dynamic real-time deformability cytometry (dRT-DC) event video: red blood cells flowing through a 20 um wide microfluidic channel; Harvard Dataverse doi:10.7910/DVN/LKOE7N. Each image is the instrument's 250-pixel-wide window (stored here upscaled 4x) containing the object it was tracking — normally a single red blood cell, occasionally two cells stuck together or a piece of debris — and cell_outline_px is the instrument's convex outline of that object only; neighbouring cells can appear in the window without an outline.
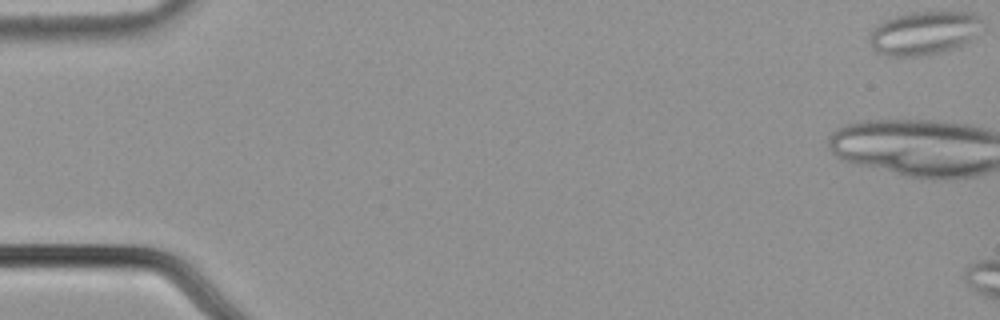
{"species": "common noctule bat (a hibernating species)", "species_latin": "Nyctalus noctula", "temperature_condition": "cold", "stored_images_in_passage": 9, "camera_frame_rate_fps": 3000, "um_per_image_px": 0.085, "animal": {"sex": "male", "body_mass_g": 21.5, "forearm_length_mm": 52.0}, "frame": {"image": 1, "passage_image": 1, "time_ms": 0.0, "image_size_px": [1000, 320], "cell_outline_px": [[984, 28], [964, 44], [952, 48], [936, 52], [916, 56], [888, 56], [876, 52], [872, 48], [868, 40], [872, 28], [884, 20], [896, 16], [912, 12], [972, 12], [984, 16]], "centroid_in_image_um": [78.57, 2.78], "position_along_channel_um": 6.4, "area_um2": 28.84}}